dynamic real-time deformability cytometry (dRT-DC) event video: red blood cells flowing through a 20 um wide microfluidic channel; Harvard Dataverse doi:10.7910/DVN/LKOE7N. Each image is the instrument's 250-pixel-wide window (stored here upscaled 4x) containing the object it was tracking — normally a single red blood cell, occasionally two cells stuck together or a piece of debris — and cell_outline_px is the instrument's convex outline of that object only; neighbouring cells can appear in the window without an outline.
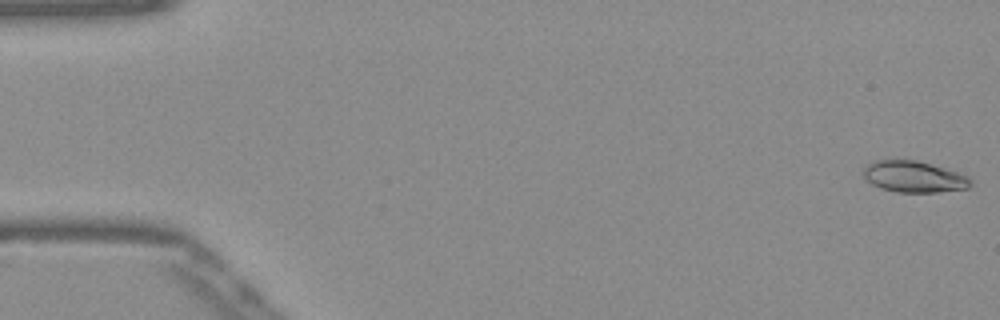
{"species": "Egyptian fruit bat (a non-hibernating species)", "species_latin": "Rousettus aegyptiacus", "temperature_condition": "warm", "stored_images_in_passage": 52, "camera_frame_rate_fps": 3000, "um_per_image_px": 0.085, "frame": {"image": 1, "passage_image": 1, "time_ms": 0.0, "image_size_px": [1000, 320], "cell_outline_px": [[972, 184], [968, 188], [936, 192], [896, 192], [880, 188], [864, 180], [864, 168], [868, 164], [876, 160], [916, 160], [956, 172], [968, 176], [972, 180]], "centroid_in_image_um": [77.66, 15.03], "position_along_channel_um": 7.3, "area_um2": 19.42}}
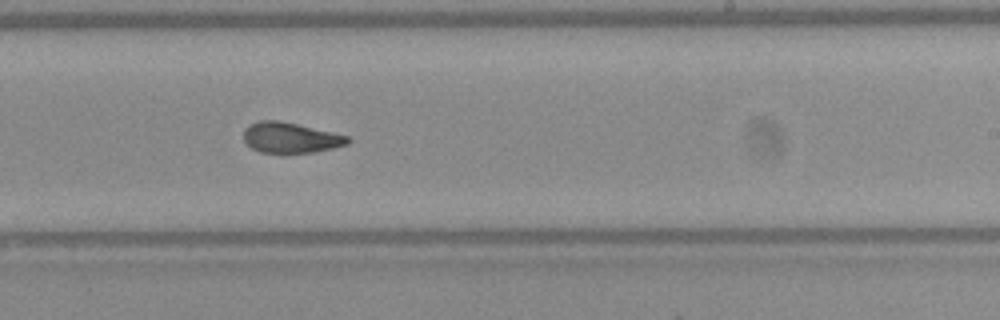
{"frame": {"image": 2, "passage_image": 32, "time_ms": 10.333, "image_size_px": [1000, 320], "cell_outline_px": [[352, 140], [348, 144], [332, 148], [312, 152], [260, 152], [252, 148], [244, 140], [244, 128], [248, 124], [260, 120], [280, 120], [332, 132], [348, 136]], "centroid_in_image_um": [24.68, 11.68], "position_along_channel_um": 264.3, "area_um2": 18.38}}
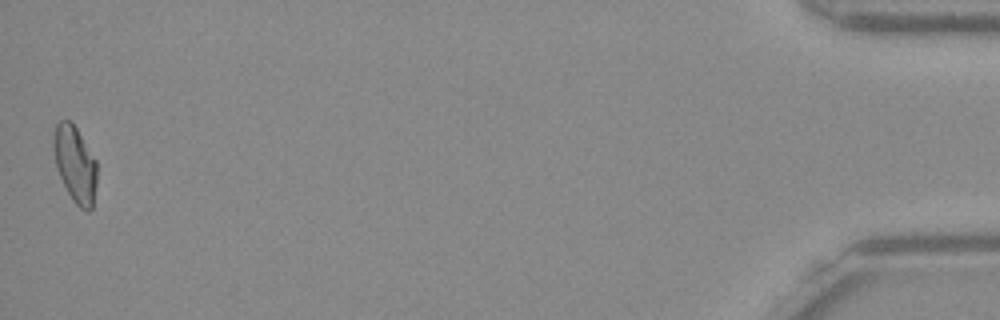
{"frame": {"image": 3, "passage_image": 52, "time_ms": 17.0, "image_size_px": [1000, 320], "cell_outline_px": [[96, 184], [92, 208], [88, 212], [80, 208], [72, 200], [56, 168], [52, 148], [52, 136], [56, 124], [60, 120], [72, 120], [96, 160]], "centroid_in_image_um": [6.36, 13.92], "position_along_channel_um": 428.8, "area_um2": 19.54}, "authors_computed_cell_mechanics": {"area_um2": 19.1896, "velocity_mm_per_s": 3.8813, "shape_relaxation_time_tau1_ms": null, "shape_relaxation_time_tau2_ms": 2.1011, "deformation_change_tau1": null, "deformation_change_tau2": 0.0807}}